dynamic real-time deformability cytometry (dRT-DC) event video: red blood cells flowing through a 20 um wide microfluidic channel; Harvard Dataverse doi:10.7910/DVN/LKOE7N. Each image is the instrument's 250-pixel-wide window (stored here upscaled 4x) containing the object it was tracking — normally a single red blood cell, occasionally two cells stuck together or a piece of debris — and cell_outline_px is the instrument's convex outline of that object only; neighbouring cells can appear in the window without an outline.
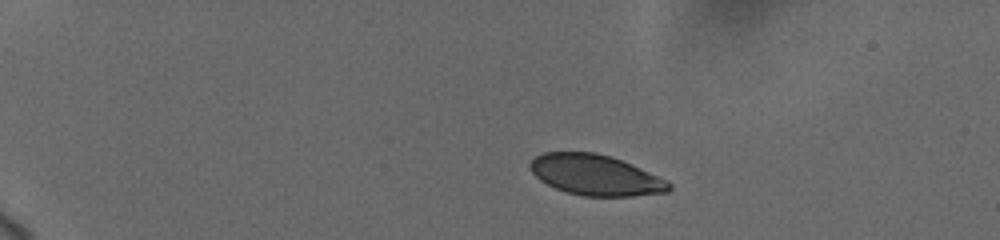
{"species": "human", "species_latin": "Homo sapiens", "temperature_condition": "cold", "stored_images_in_passage": 17, "camera_frame_rate_fps": 3000, "um_per_image_px": 0.085, "donor": {"sex": "female"}, "frame": {"image": 1, "passage_image": 1, "time_ms": 0.0, "image_size_px": [1000, 240], "cell_outline_px": [[672, 188], [668, 192], [632, 196], [584, 196], [568, 192], [556, 188], [540, 180], [528, 168], [528, 164], [536, 156], [544, 152], [596, 152], [632, 164], [668, 180], [672, 184]], "centroid_in_image_um": [50.64, 14.88], "position_along_channel_um": 34.4, "area_um2": 32.83}}
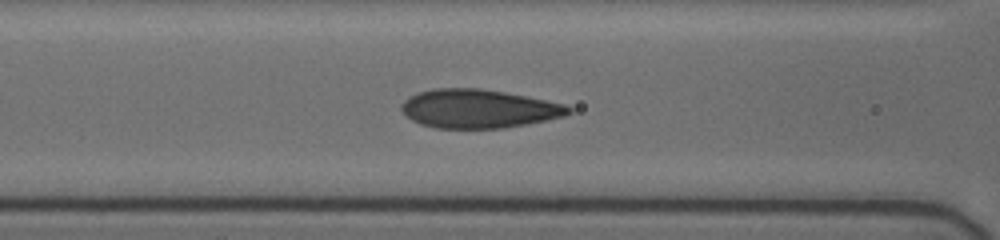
{"frame": {"image": 2, "passage_image": 10, "time_ms": 5.0, "image_size_px": [1000, 240], "cell_outline_px": [[572, 112], [564, 116], [504, 128], [436, 128], [420, 124], [412, 120], [400, 108], [400, 104], [408, 96], [432, 88], [480, 88], [504, 92], [564, 104], [572, 108]], "centroid_in_image_um": [40.63, 9.24], "position_along_channel_um": 126.0, "area_um2": 37.4}}
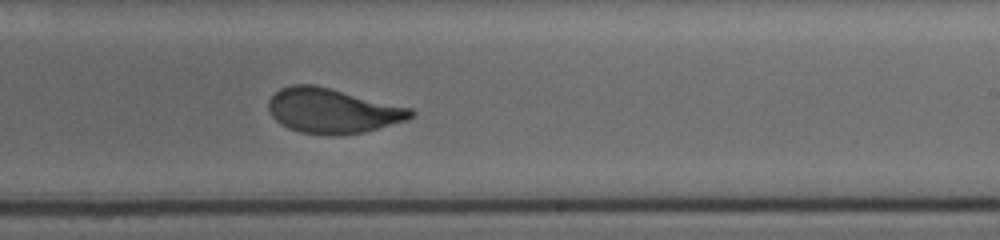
{"frame": {"image": 3, "passage_image": 17, "time_ms": 8.667, "image_size_px": [1000, 240], "cell_outline_px": [[416, 116], [404, 120], [364, 132], [336, 136], [328, 136], [300, 132], [288, 128], [280, 124], [272, 116], [268, 108], [268, 100], [280, 88], [292, 84], [312, 84], [412, 108], [416, 112]], "centroid_in_image_um": [28.24, 9.42], "position_along_channel_um": 260.8, "area_um2": 37.17}}